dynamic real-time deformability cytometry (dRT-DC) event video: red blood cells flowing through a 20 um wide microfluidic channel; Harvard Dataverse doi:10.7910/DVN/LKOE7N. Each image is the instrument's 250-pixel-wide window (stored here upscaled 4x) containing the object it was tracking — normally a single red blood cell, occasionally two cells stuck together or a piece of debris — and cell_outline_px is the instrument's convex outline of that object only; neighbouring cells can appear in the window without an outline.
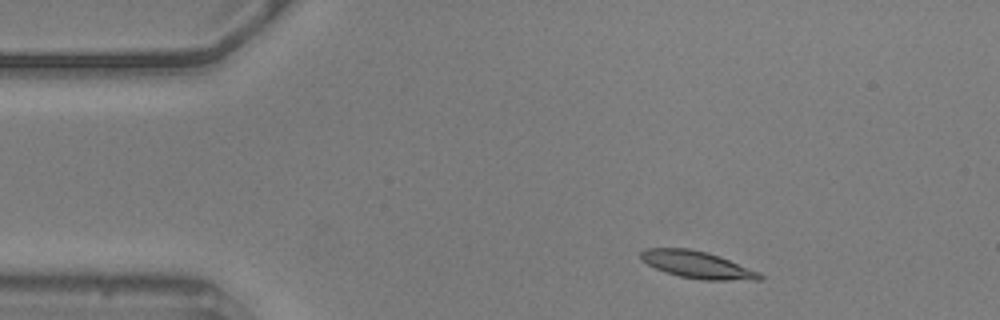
{"species": "common noctule bat (a hibernating species)", "species_latin": "Nyctalus noctula", "temperature_condition": "warm", "stored_images_in_passage": 49, "camera_frame_rate_fps": 3000, "um_per_image_px": 0.085, "animal": {"sex": "male", "body_mass_g": 20.5, "forearm_length_mm": 52.5}, "frame": {"image": 1, "passage_image": 1, "time_ms": 0.0, "image_size_px": [1000, 320], "cell_outline_px": [[764, 280], [704, 280], [680, 276], [664, 272], [640, 260], [640, 252], [644, 248], [688, 248], [708, 252], [720, 256], [760, 272], [764, 276]], "centroid_in_image_um": [59.28, 22.5], "position_along_channel_um": 25.7, "area_um2": 18.96}}
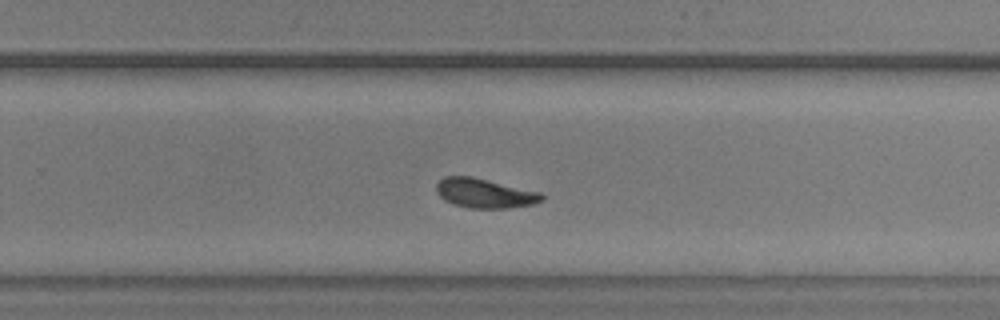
{"frame": {"image": 2, "passage_image": 28, "time_ms": 9.0, "image_size_px": [1000, 320], "cell_outline_px": [[544, 200], [532, 204], [508, 208], [468, 208], [452, 204], [444, 200], [436, 192], [436, 184], [444, 176], [472, 176], [540, 192], [544, 196]], "centroid_in_image_um": [41.17, 16.42], "position_along_channel_um": 288.6, "area_um2": 18.15}}
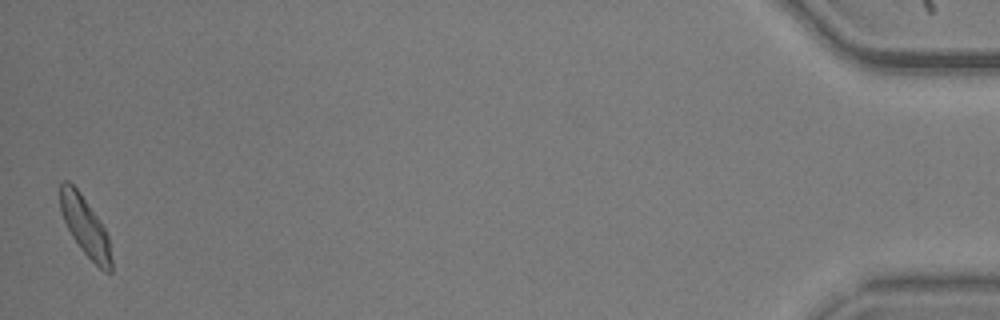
{"frame": {"image": 3, "passage_image": 48, "time_ms": 15.667, "image_size_px": [1000, 320], "cell_outline_px": [[112, 272], [104, 272], [80, 248], [72, 236], [60, 212], [60, 184], [64, 180], [68, 180], [80, 192], [100, 220], [108, 236], [112, 260]], "centroid_in_image_um": [7.24, 19.23], "position_along_channel_um": 428.0, "area_um2": 17.51}, "authors_computed_cell_mechanics": {"area_um2": 18.2648, "velocity_mm_per_s": 3.5606, "shape_relaxation_time_tau1_ms": 2.2516, "shape_relaxation_time_tau2_ms": 2.5738, "deformation_change_tau1": 0.1334, "deformation_change_tau2": 0.0554}}